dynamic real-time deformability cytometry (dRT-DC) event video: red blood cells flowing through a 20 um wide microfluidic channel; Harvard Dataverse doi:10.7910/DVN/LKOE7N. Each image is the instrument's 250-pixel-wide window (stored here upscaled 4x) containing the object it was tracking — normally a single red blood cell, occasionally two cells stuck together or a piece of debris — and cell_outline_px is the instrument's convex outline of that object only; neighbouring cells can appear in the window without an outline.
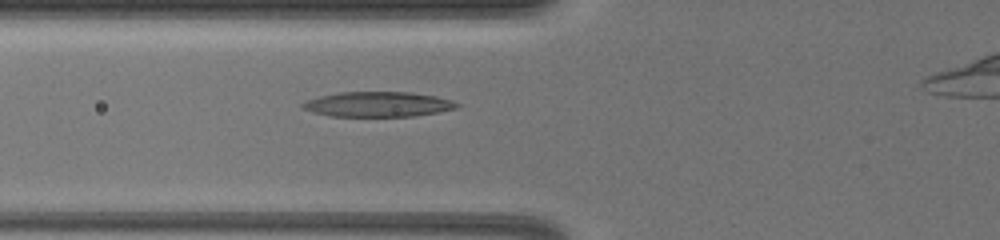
{"species": "common noctule bat (a hibernating species)", "species_latin": "Nyctalus noctula", "temperature_condition": "warm", "stored_images_in_passage": 38, "camera_frame_rate_fps": 3000, "um_per_image_px": 0.085, "animal": {"sex": "female", "body_mass_g": 19.5, "forearm_length_mm": 54.1}, "frame": {"image": 1, "passage_image": 7, "time_ms": 1.333, "image_size_px": [1000, 240], "cell_outline_px": [[460, 104], [456, 108], [416, 116], [332, 116], [312, 112], [304, 108], [300, 104], [308, 100], [320, 96], [340, 92], [408, 92], [436, 96], [452, 100]], "centroid_in_image_um": [32.13, 8.86], "position_along_channel_um": 93.7, "area_um2": 22.31}}
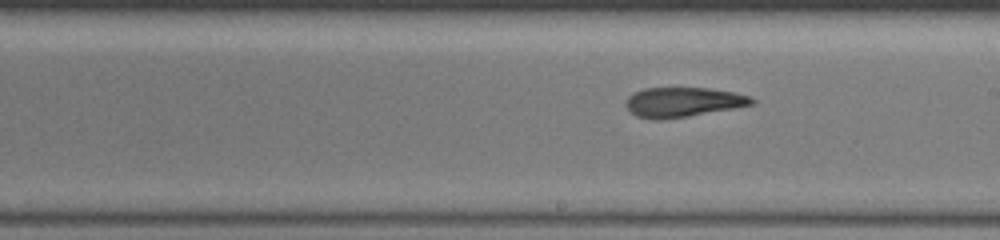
{"frame": {"image": 2, "passage_image": 16, "time_ms": 4.667, "image_size_px": [1000, 240], "cell_outline_px": [[756, 104], [688, 116], [660, 120], [652, 120], [636, 116], [628, 112], [624, 104], [628, 96], [644, 88], [708, 88], [732, 92], [748, 96], [756, 100]], "centroid_in_image_um": [58.0, 8.69], "position_along_channel_um": 231.0, "area_um2": 21.85}}
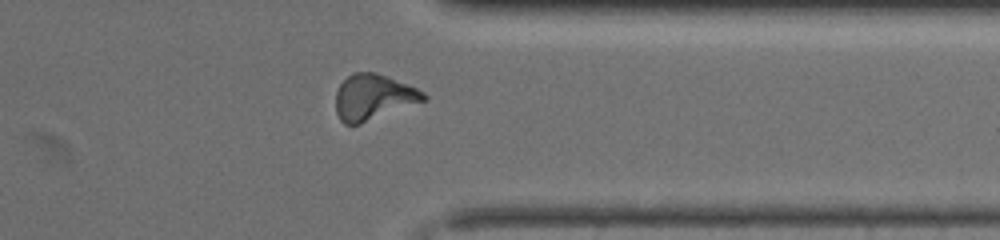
{"frame": {"image": 3, "passage_image": 26, "time_ms": 8.333, "image_size_px": [1000, 240], "cell_outline_px": [[428, 100], [360, 124], [344, 124], [340, 120], [336, 112], [336, 92], [340, 84], [348, 76], [356, 72], [376, 72], [416, 88], [424, 92], [428, 96]], "centroid_in_image_um": [31.75, 8.27], "position_along_channel_um": 379.7, "area_um2": 23.35}}